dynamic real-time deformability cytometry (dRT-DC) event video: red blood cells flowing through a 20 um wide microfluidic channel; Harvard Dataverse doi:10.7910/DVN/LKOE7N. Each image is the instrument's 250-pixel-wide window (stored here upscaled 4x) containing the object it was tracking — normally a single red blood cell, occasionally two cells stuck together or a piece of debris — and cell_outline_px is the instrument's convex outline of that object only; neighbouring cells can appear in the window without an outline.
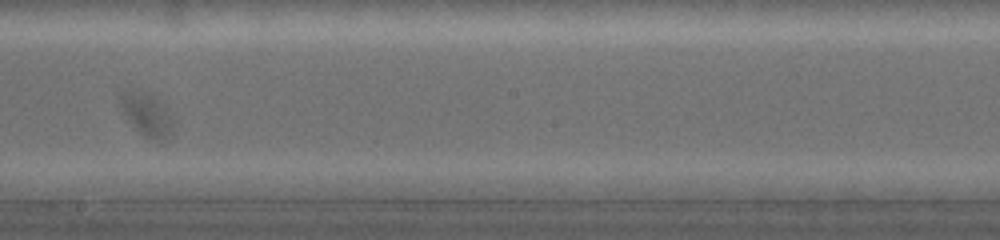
{"species": "common noctule bat (a hibernating species)", "species_latin": "Nyctalus noctula", "temperature_condition": "warm", "stored_images_in_passage": 15, "camera_frame_rate_fps": 5000, "um_per_image_px": 0.085, "animal": {"sex": "female", "body_mass_g": 19.0, "forearm_length_mm": 53.3}, "frame": {"image": 1, "passage_image": 12, "time_ms": 8.8, "image_size_px": [1000, 240], "cell_outline_px": [[172, 124], [168, 136], [160, 140], [156, 140], [144, 136], [136, 128], [124, 112], [124, 96], [148, 96], [156, 100], [172, 120]], "centroid_in_image_um": [12.57, 9.92], "position_along_channel_um": 235.6, "area_um2": 10.75}}